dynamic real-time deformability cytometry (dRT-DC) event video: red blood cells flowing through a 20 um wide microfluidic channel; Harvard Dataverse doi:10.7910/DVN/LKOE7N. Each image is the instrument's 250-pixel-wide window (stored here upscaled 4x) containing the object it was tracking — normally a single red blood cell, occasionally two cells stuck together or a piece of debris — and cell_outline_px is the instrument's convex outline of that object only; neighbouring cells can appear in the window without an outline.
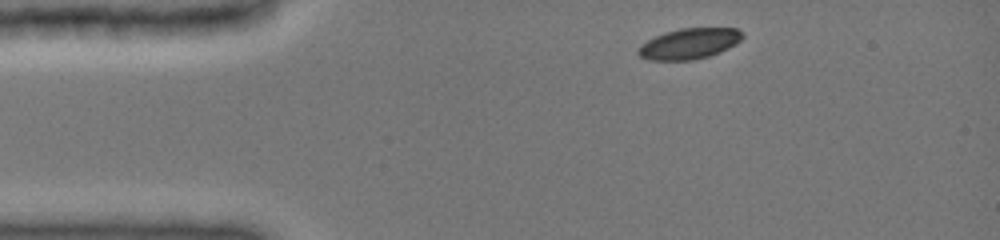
{"species": "common noctule bat (a hibernating species)", "species_latin": "Nyctalus noctula", "temperature_condition": "cold", "stored_images_in_passage": 6, "camera_frame_rate_fps": 3000, "um_per_image_px": 0.085, "animal": {"sex": "female", "body_mass_g": 19.0, "forearm_length_mm": 51.5}, "frame": {"image": 1, "passage_image": 1, "time_ms": 0.0, "image_size_px": [1000, 240], "cell_outline_px": [[744, 36], [736, 44], [720, 52], [708, 56], [692, 60], [648, 60], [640, 56], [636, 52], [640, 44], [664, 32], [680, 28], [736, 28]], "centroid_in_image_um": [58.56, 3.71], "position_along_channel_um": 26.4, "area_um2": 18.61}}